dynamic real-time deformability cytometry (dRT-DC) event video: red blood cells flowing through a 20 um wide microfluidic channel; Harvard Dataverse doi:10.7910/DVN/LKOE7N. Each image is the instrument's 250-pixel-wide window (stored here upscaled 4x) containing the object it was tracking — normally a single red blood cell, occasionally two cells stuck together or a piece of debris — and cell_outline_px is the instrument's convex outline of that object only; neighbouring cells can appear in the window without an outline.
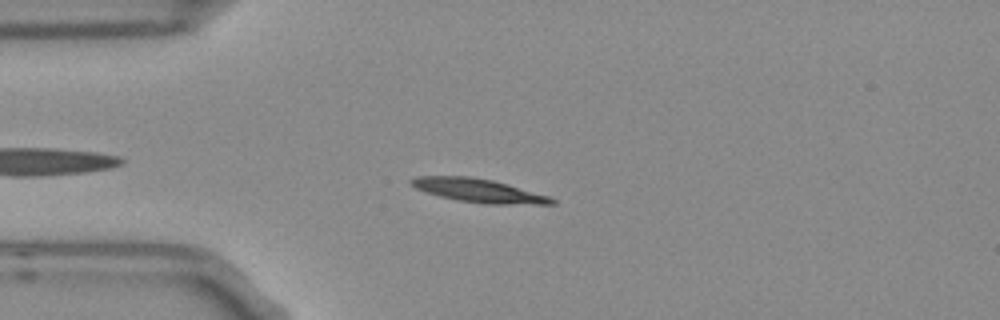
{"species": "Egyptian fruit bat (a non-hibernating species)", "species_latin": "Rousettus aegyptiacus", "temperature_condition": "room temperature", "stored_images_in_passage": 6, "camera_frame_rate_fps": 3000, "um_per_image_px": 0.085, "frame": {"image": 1, "passage_image": 4, "time_ms": 1.0, "image_size_px": [1000, 320], "cell_outline_px": [[556, 204], [484, 204], [460, 200], [440, 196], [424, 192], [416, 188], [408, 180], [416, 176], [468, 176], [492, 180], [508, 184], [548, 196], [556, 200]], "centroid_in_image_um": [40.66, 16.19], "position_along_channel_um": 44.3, "area_um2": 19.13}}
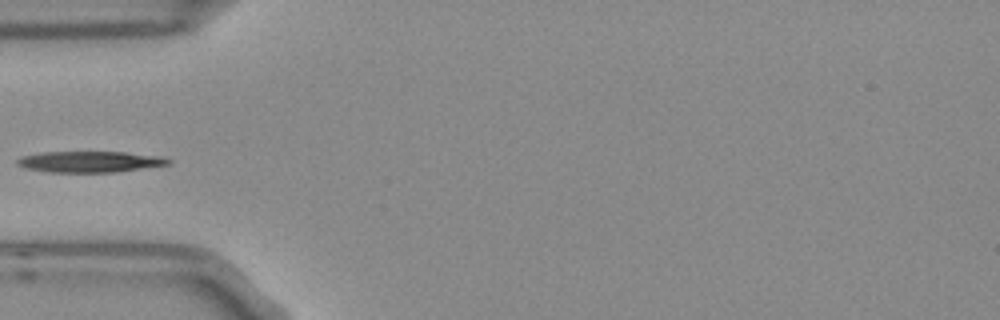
{"frame": {"image": 2, "passage_image": 5, "time_ms": 1.333, "image_size_px": [1000, 320], "cell_outline_px": [[172, 164], [116, 172], [52, 172], [24, 168], [16, 164], [16, 160], [20, 156], [40, 152], [124, 152], [164, 156], [172, 160]], "centroid_in_image_um": [7.67, 13.74], "position_along_channel_um": 77.3, "area_um2": 18.79}}
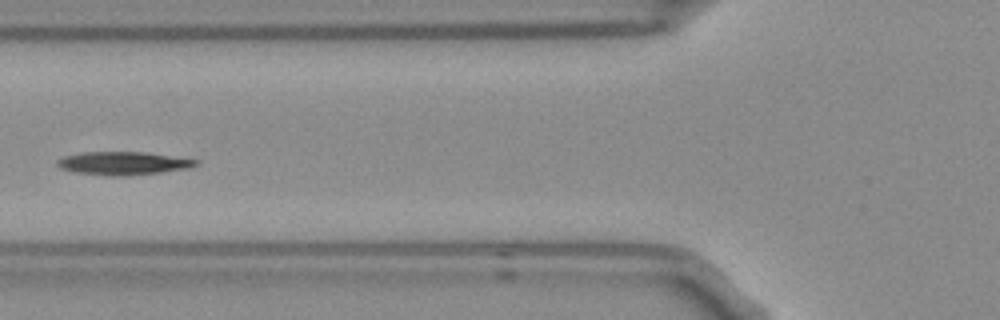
{"frame": {"image": 3, "passage_image": 6, "time_ms": 1.667, "image_size_px": [1000, 320], "cell_outline_px": [[200, 164], [188, 168], [160, 172], [124, 176], [108, 176], [72, 172], [60, 168], [56, 164], [56, 160], [64, 156], [80, 152], [144, 152], [200, 160]], "centroid_in_image_um": [10.43, 13.88], "position_along_channel_um": 115.4, "area_um2": 18.84}}